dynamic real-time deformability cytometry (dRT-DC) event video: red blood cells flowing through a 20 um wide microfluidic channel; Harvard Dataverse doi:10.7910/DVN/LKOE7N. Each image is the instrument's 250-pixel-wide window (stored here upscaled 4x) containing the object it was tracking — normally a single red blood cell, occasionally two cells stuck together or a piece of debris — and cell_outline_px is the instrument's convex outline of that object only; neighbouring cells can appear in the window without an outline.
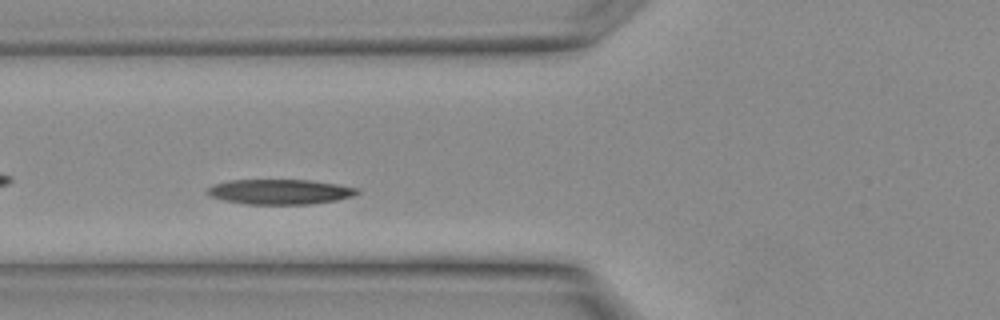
{"species": "Egyptian fruit bat (a non-hibernating species)", "species_latin": "Rousettus aegyptiacus", "temperature_condition": "warm", "stored_images_in_passage": 27, "camera_frame_rate_fps": 3000, "um_per_image_px": 0.085, "animal": {"sex": "female"}, "frame": {"image": 1, "passage_image": 8, "time_ms": 2.333, "image_size_px": [1000, 320], "cell_outline_px": [[360, 192], [352, 196], [336, 200], [308, 204], [244, 204], [224, 200], [212, 196], [208, 192], [208, 188], [216, 184], [232, 180], [312, 180], [360, 188]], "centroid_in_image_um": [23.85, 16.3], "position_along_channel_um": 101.9, "area_um2": 21.62}}